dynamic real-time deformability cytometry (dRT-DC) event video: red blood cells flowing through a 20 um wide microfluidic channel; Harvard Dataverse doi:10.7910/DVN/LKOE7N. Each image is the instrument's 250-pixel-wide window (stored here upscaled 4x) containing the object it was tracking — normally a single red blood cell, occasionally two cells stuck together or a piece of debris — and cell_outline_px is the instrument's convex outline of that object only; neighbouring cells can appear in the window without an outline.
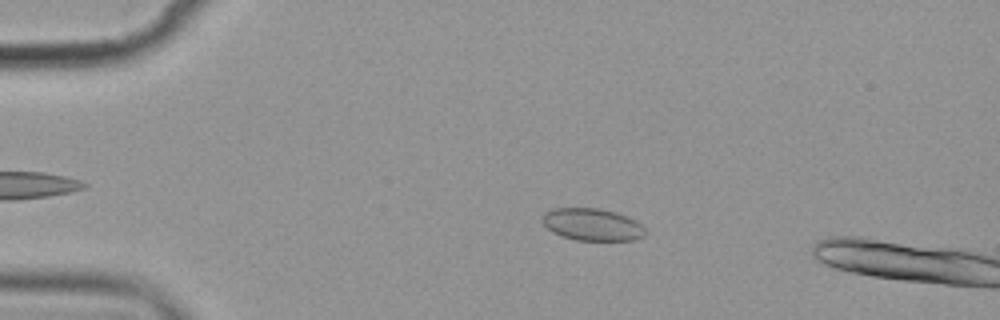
{"species": "common noctule bat (a hibernating species)", "species_latin": "Nyctalus noctula", "temperature_condition": "cold", "stored_images_in_passage": 5, "camera_frame_rate_fps": 3000, "um_per_image_px": 0.085, "animal": {"sex": "female", "body_mass_g": 19.9}, "frame": {"image": 1, "passage_image": 3, "time_ms": 2.333, "image_size_px": [1000, 320], "cell_outline_px": [[644, 236], [632, 240], [576, 240], [552, 232], [544, 224], [544, 212], [552, 208], [600, 208], [616, 212], [636, 220], [644, 228]], "centroid_in_image_um": [50.35, 19.07], "position_along_channel_um": 34.7, "area_um2": 19.13}}